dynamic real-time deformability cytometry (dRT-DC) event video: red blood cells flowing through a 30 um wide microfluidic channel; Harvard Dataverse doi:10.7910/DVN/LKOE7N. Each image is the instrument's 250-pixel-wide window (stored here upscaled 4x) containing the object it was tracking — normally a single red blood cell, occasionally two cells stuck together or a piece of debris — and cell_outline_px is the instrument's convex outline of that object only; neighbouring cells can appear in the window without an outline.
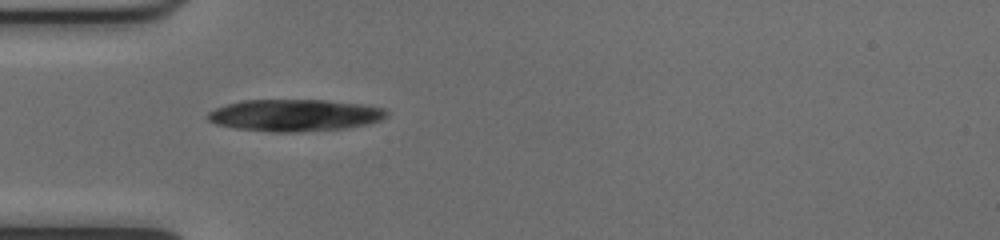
{"species": "common noctule bat (a hibernating species)", "species_latin": "Nyctalus noctula", "temperature_condition": "cold", "stored_images_in_passage": 38, "camera_frame_rate_fps": 3000, "um_per_image_px": 0.085, "animal": {"sex": "female", "body_mass_g": 17.0, "forearm_length_mm": 48.0}, "frame": {"image": 1, "passage_image": 1, "time_ms": 0.0, "image_size_px": [1000, 240], "cell_outline_px": [[388, 116], [380, 120], [364, 124], [344, 128], [296, 132], [276, 132], [236, 128], [216, 124], [208, 120], [204, 116], [208, 112], [216, 108], [228, 104], [244, 100], [324, 100], [360, 104], [384, 108], [388, 112]], "centroid_in_image_um": [25.02, 9.79], "position_along_channel_um": 60.0, "area_um2": 33.0}}
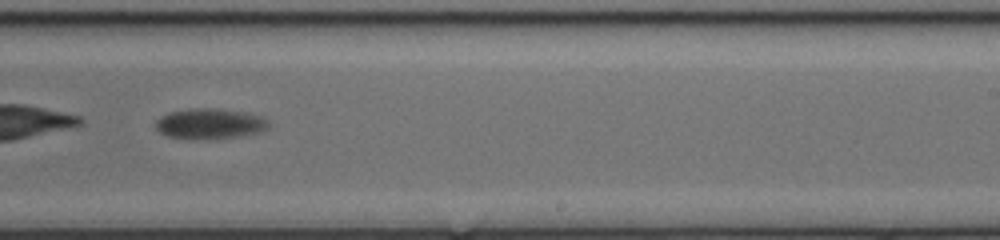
{"frame": {"image": 2, "passage_image": 18, "time_ms": 5.667, "image_size_px": [1000, 240], "cell_outline_px": [[268, 128], [260, 132], [244, 136], [168, 136], [160, 132], [156, 128], [156, 120], [160, 116], [168, 112], [192, 108], [212, 108], [240, 112], [260, 116], [268, 120]], "centroid_in_image_um": [17.84, 10.46], "position_along_channel_um": 271.2, "area_um2": 18.96}}
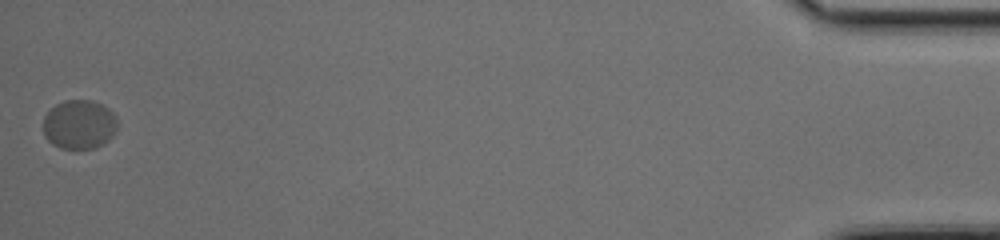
{"frame": {"image": 3, "passage_image": 38, "time_ms": 12.333, "image_size_px": [1000, 240], "cell_outline_px": [[116, 128], [112, 136], [108, 140], [96, 148], [60, 148], [52, 144], [44, 136], [44, 116], [56, 104], [64, 100], [92, 100], [108, 108], [116, 116]], "centroid_in_image_um": [6.73, 10.58], "position_along_channel_um": 428.5, "area_um2": 21.15}, "authors_computed_cell_mechanics": {"area_um2": 21.0103, "velocity_mm_per_s": 3.8425, "shape_relaxation_time_tau1_ms": 7.0126, "shape_relaxation_time_tau2_ms": null, "deformation_change_tau1": 0.4081, "deformation_change_tau2": null}}